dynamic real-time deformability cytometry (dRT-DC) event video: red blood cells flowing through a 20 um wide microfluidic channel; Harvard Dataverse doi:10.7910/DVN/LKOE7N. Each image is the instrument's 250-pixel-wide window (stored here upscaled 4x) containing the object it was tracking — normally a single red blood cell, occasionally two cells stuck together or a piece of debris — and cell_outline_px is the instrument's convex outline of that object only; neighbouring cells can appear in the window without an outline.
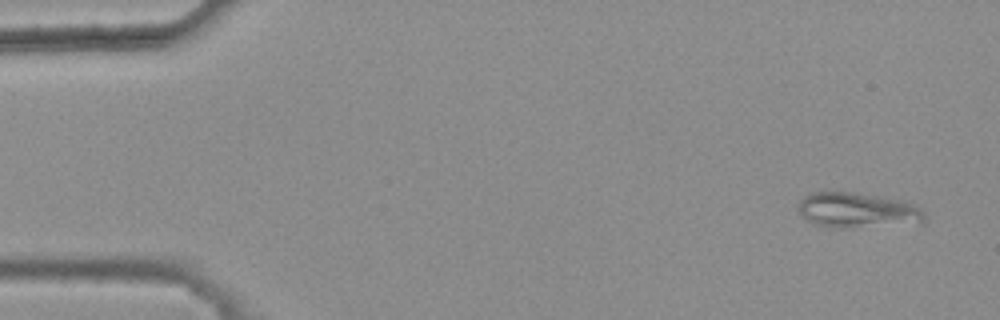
{"species": "common noctule bat (a hibernating species)", "species_latin": "Nyctalus noctula", "temperature_condition": "warm", "stored_images_in_passage": 44, "camera_frame_rate_fps": 3000, "um_per_image_px": 0.085, "animal": {"sex": "female", "body_mass_g": 25.1}, "frame": {"image": 1, "passage_image": 1, "time_ms": 0.0, "image_size_px": [1000, 320], "cell_outline_px": [[924, 220], [852, 228], [832, 228], [812, 224], [800, 212], [800, 200], [804, 196], [812, 192], [856, 192], [904, 200], [920, 208], [924, 212]], "centroid_in_image_um": [72.81, 17.85], "position_along_channel_um": 12.2, "area_um2": 25.43}}
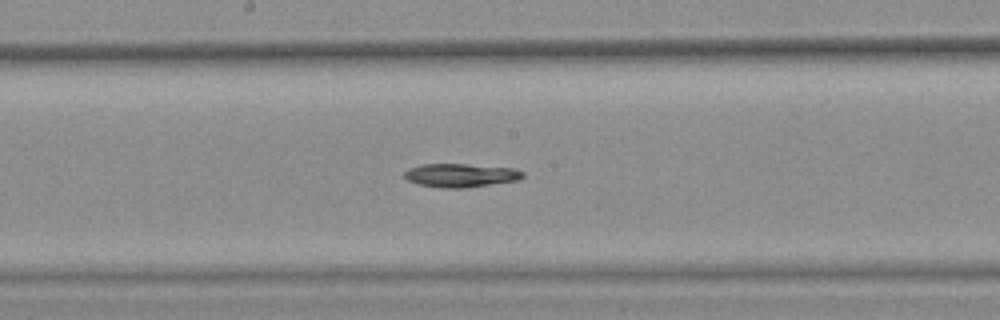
{"frame": {"image": 2, "passage_image": 26, "time_ms": 8.333, "image_size_px": [1000, 320], "cell_outline_px": [[524, 176], [520, 180], [464, 188], [440, 188], [420, 184], [408, 180], [404, 176], [404, 172], [420, 164], [468, 164], [512, 168], [524, 172]], "centroid_in_image_um": [39.19, 14.9], "position_along_channel_um": 209.0, "area_um2": 16.18}}
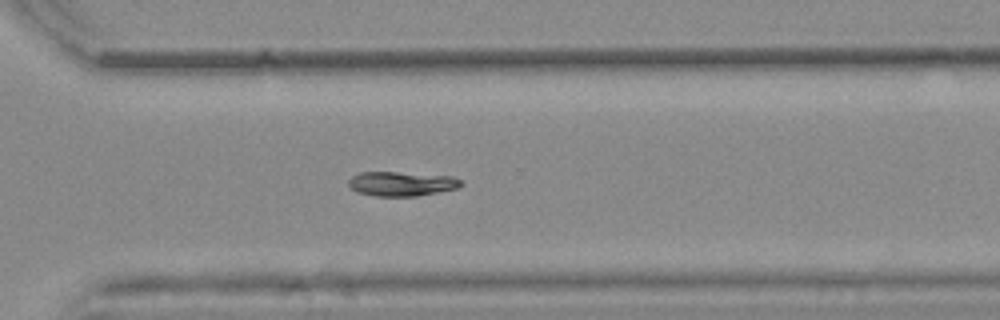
{"frame": {"image": 3, "passage_image": 36, "time_ms": 11.667, "image_size_px": [1000, 320], "cell_outline_px": [[464, 184], [460, 188], [416, 196], [376, 196], [356, 192], [348, 184], [348, 180], [352, 176], [360, 172], [396, 172], [452, 176], [460, 180]], "centroid_in_image_um": [34.15, 15.62], "position_along_channel_um": 336.5, "area_um2": 16.07}}